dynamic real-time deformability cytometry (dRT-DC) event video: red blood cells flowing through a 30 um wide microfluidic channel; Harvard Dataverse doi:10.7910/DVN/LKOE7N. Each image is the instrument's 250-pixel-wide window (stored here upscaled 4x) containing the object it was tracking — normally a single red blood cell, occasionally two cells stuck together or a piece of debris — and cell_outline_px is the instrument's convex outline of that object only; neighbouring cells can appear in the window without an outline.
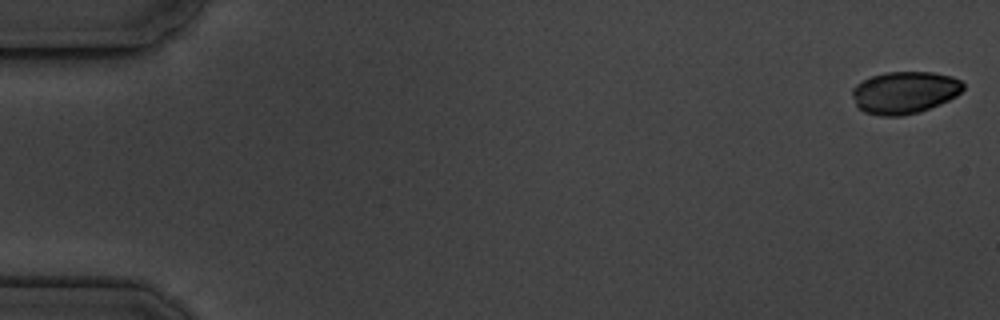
{"species": "common noctule bat (a hibernating species)", "species_latin": "Nyctalus noctula", "temperature_condition": "cold", "stored_images_in_passage": 10, "camera_frame_rate_fps": 3000, "um_per_image_px": 0.085, "animal": {"sex": "male", "body_mass_g": 19.5, "forearm_length_mm": 54.6}, "frame": {"image": 1, "passage_image": 1, "time_ms": 0.0, "image_size_px": [1000, 320], "cell_outline_px": [[964, 88], [956, 96], [940, 104], [920, 112], [900, 116], [880, 116], [864, 112], [856, 108], [852, 96], [852, 88], [856, 84], [872, 76], [884, 72], [932, 72], [952, 76], [960, 80], [964, 84]], "centroid_in_image_um": [76.86, 7.87], "position_along_channel_um": 8.1, "area_um2": 27.51}}
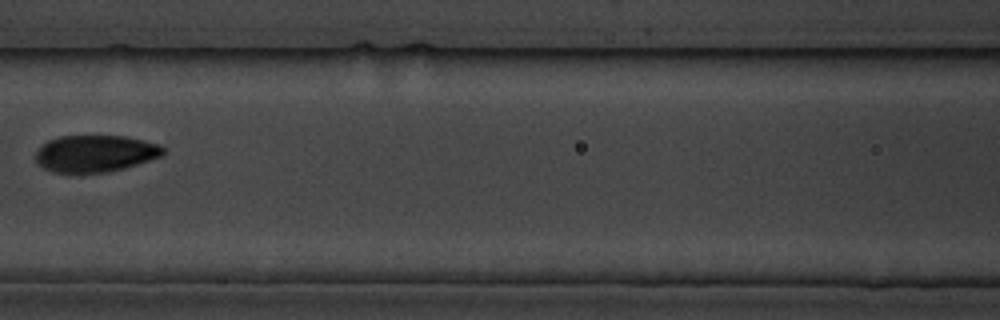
{"frame": {"image": 2, "passage_image": 8, "time_ms": 8.333, "image_size_px": [1000, 320], "cell_outline_px": [[164, 156], [124, 168], [108, 172], [52, 172], [36, 164], [36, 152], [48, 140], [60, 136], [124, 136], [144, 140], [160, 144], [164, 148]], "centroid_in_image_um": [8.12, 13.05], "position_along_channel_um": 158.5, "area_um2": 27.4}}
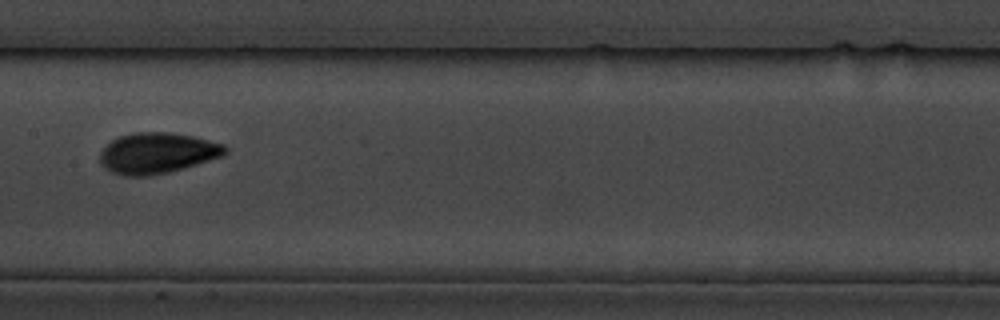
{"frame": {"image": 3, "passage_image": 9, "time_ms": 9.333, "image_size_px": [1000, 320], "cell_outline_px": [[228, 152], [224, 156], [168, 172], [148, 176], [124, 176], [112, 172], [104, 168], [100, 164], [100, 152], [112, 140], [120, 136], [136, 132], [168, 132], [192, 136], [224, 144], [228, 148]], "centroid_in_image_um": [13.37, 13.01], "position_along_channel_um": 194.0, "area_um2": 29.71}}